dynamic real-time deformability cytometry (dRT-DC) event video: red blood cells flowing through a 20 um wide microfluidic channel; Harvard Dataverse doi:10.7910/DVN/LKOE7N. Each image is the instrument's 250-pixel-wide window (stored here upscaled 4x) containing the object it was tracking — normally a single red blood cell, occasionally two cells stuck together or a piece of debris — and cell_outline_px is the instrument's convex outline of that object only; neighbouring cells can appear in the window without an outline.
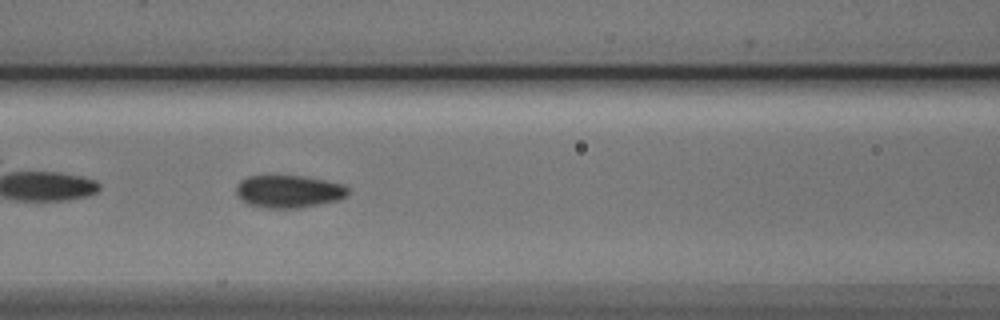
{"species": "Egyptian fruit bat (a non-hibernating species)", "species_latin": "Rousettus aegyptiacus", "temperature_condition": "cold", "stored_images_in_passage": 28, "camera_frame_rate_fps": 3000, "um_per_image_px": 0.085, "animal": {"sex": "male"}, "frame": {"image": 1, "passage_image": 13, "time_ms": 4.0, "image_size_px": [1000, 320], "cell_outline_px": [[348, 196], [336, 200], [320, 204], [296, 208], [268, 208], [248, 204], [236, 196], [236, 184], [240, 180], [248, 176], [268, 172], [308, 176], [344, 184], [348, 188]], "centroid_in_image_um": [24.49, 16.21], "position_along_channel_um": 142.1, "area_um2": 22.25}}
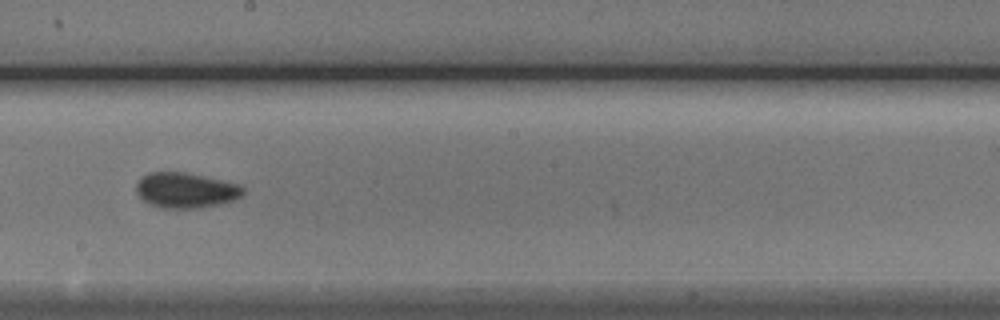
{"frame": {"image": 2, "passage_image": 20, "time_ms": 6.333, "image_size_px": [1000, 320], "cell_outline_px": [[244, 192], [240, 196], [232, 200], [220, 204], [200, 208], [160, 208], [144, 200], [136, 192], [136, 184], [140, 176], [148, 172], [184, 172], [240, 184], [244, 188]], "centroid_in_image_um": [15.77, 16.16], "position_along_channel_um": 232.4, "area_um2": 21.96}}